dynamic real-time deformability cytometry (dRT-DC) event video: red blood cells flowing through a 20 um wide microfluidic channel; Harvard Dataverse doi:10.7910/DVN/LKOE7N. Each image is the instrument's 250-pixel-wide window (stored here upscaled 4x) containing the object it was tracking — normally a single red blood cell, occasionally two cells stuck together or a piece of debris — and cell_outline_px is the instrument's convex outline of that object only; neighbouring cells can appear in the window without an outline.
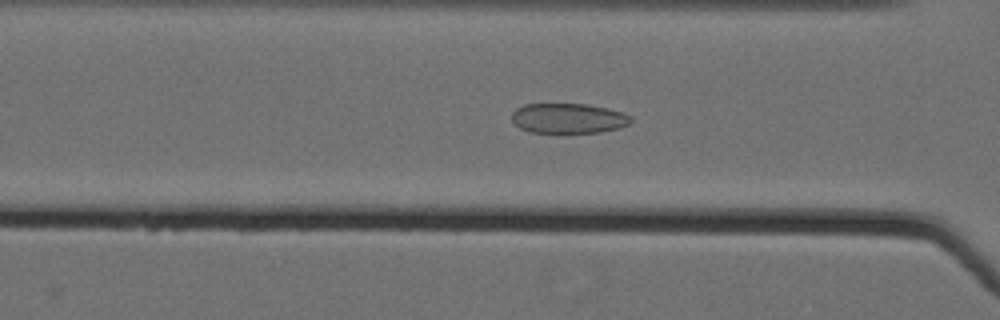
{"species": "Egyptian fruit bat (a non-hibernating species)", "species_latin": "Rousettus aegyptiacus", "temperature_condition": "cold", "stored_images_in_passage": 62, "camera_frame_rate_fps": 3000, "um_per_image_px": 0.085, "animal": {"sex": "female"}, "frame": {"image": 1, "passage_image": 30, "time_ms": 9.667, "image_size_px": [1000, 320], "cell_outline_px": [[632, 120], [628, 124], [620, 128], [600, 132], [564, 136], [528, 132], [512, 124], [512, 112], [516, 108], [524, 104], [588, 104], [608, 108], [624, 112], [632, 116]], "centroid_in_image_um": [48.29, 10.11], "position_along_channel_um": 118.3, "area_um2": 22.08}}
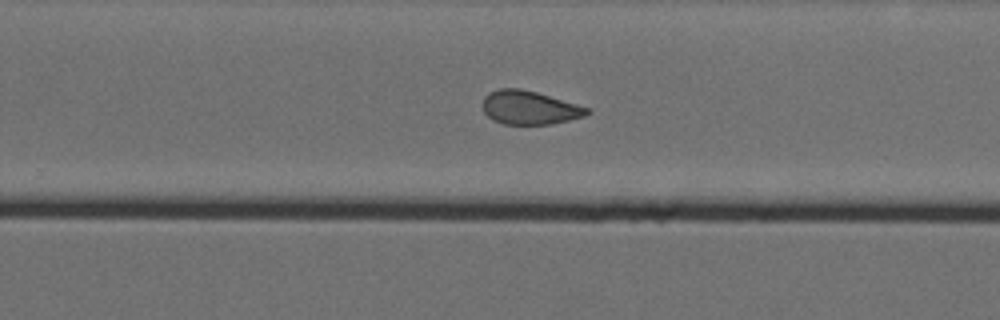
{"frame": {"image": 2, "passage_image": 44, "time_ms": 14.333, "image_size_px": [1000, 320], "cell_outline_px": [[592, 112], [584, 116], [552, 124], [504, 124], [492, 120], [484, 112], [484, 96], [488, 92], [500, 88], [520, 88], [536, 92], [592, 108]], "centroid_in_image_um": [45.03, 9.14], "position_along_channel_um": 284.8, "area_um2": 20.52}}
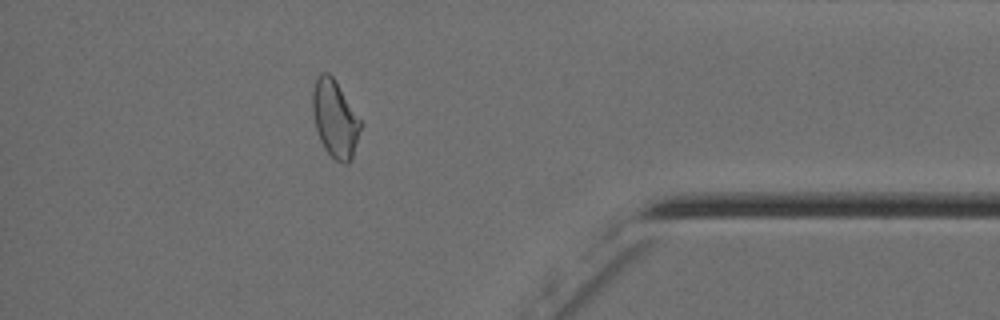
{"frame": {"image": 3, "passage_image": 56, "time_ms": 18.333, "image_size_px": [1000, 320], "cell_outline_px": [[360, 128], [352, 156], [348, 164], [344, 164], [336, 160], [324, 148], [320, 140], [316, 128], [312, 112], [312, 92], [316, 80], [320, 72], [328, 72], [332, 76], [360, 120]], "centroid_in_image_um": [28.43, 10.09], "position_along_channel_um": 406.8, "area_um2": 20.98}}